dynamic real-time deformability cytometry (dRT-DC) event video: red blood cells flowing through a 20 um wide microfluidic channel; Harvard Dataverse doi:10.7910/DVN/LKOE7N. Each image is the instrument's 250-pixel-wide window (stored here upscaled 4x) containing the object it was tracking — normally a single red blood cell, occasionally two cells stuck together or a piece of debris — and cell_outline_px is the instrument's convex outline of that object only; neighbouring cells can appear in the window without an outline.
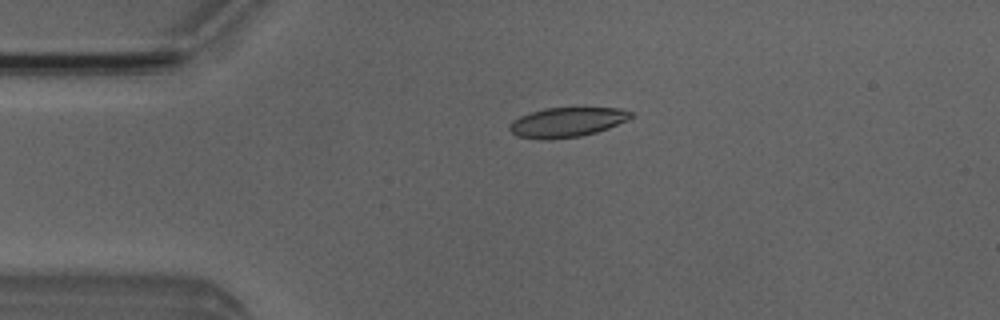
{"species": "Egyptian fruit bat (a non-hibernating species)", "species_latin": "Rousettus aegyptiacus", "temperature_condition": "room temperature", "stored_images_in_passage": 3, "camera_frame_rate_fps": 3000, "um_per_image_px": 0.085, "animal": {"sex": "male"}, "frame": {"image": 1, "passage_image": 2, "time_ms": 1.333, "image_size_px": [1000, 320], "cell_outline_px": [[636, 116], [628, 120], [608, 128], [596, 132], [580, 136], [552, 140], [544, 140], [516, 136], [508, 128], [508, 124], [512, 120], [528, 112], [544, 108], [620, 108], [636, 112]], "centroid_in_image_um": [48.2, 10.39], "position_along_channel_um": 36.8, "area_um2": 21.39}}